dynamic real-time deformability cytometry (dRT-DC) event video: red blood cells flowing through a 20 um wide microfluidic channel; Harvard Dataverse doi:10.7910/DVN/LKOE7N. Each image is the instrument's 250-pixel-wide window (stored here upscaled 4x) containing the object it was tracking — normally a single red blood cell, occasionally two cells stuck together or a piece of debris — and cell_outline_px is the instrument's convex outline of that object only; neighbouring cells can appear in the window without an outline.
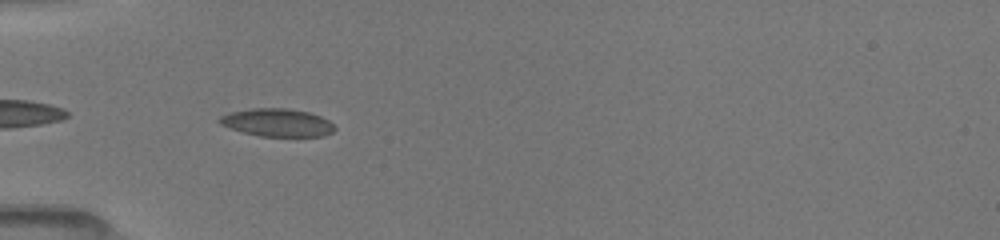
{"species": "common noctule bat (a hibernating species)", "species_latin": "Nyctalus noctula", "temperature_condition": "room temperature", "stored_images_in_passage": 31, "camera_frame_rate_fps": 3000, "um_per_image_px": 0.085, "animal": {"sex": "female", "body_mass_g": 19.5, "forearm_length_mm": 54.1}, "frame": {"image": 1, "passage_image": 2, "time_ms": 0.333, "image_size_px": [1000, 240], "cell_outline_px": [[336, 128], [332, 132], [324, 136], [260, 136], [244, 132], [220, 124], [216, 120], [220, 116], [228, 112], [252, 108], [288, 108], [308, 112], [320, 116], [328, 120]], "centroid_in_image_um": [23.54, 10.41], "position_along_channel_um": 61.5, "area_um2": 18.67}}
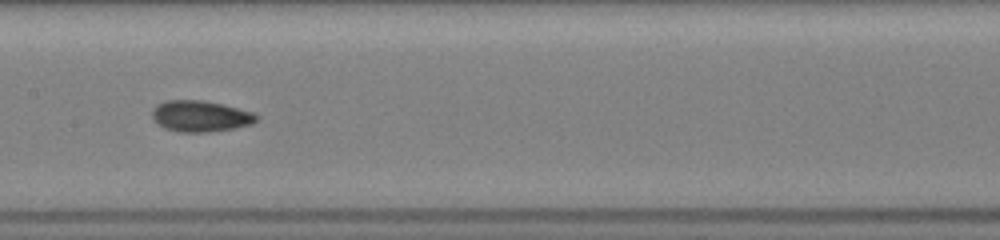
{"frame": {"image": 2, "passage_image": 12, "time_ms": 3.667, "image_size_px": [1000, 240], "cell_outline_px": [[260, 116], [252, 124], [232, 128], [208, 132], [180, 132], [164, 128], [156, 124], [152, 116], [152, 108], [156, 104], [164, 100], [204, 100], [252, 112]], "centroid_in_image_um": [16.98, 9.87], "position_along_channel_um": 190.4, "area_um2": 18.96}}
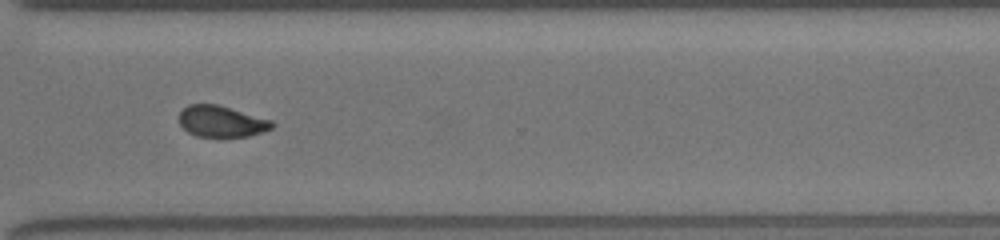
{"frame": {"image": 3, "passage_image": 24, "time_ms": 7.667, "image_size_px": [1000, 240], "cell_outline_px": [[276, 124], [272, 128], [264, 132], [248, 136], [196, 136], [188, 132], [180, 124], [180, 112], [188, 104], [220, 104], [272, 120]], "centroid_in_image_um": [18.86, 10.3], "position_along_channel_um": 351.7, "area_um2": 16.99}, "authors_computed_cell_mechanics": {"area_um2": 18.207, "velocity_mm_per_s": 4.0477, "shape_relaxation_time_tau1_ms": 6.0665, "shape_relaxation_time_tau2_ms": 1.7582, "deformation_change_tau1": 0.1322, "deformation_change_tau2": 0.0706}}